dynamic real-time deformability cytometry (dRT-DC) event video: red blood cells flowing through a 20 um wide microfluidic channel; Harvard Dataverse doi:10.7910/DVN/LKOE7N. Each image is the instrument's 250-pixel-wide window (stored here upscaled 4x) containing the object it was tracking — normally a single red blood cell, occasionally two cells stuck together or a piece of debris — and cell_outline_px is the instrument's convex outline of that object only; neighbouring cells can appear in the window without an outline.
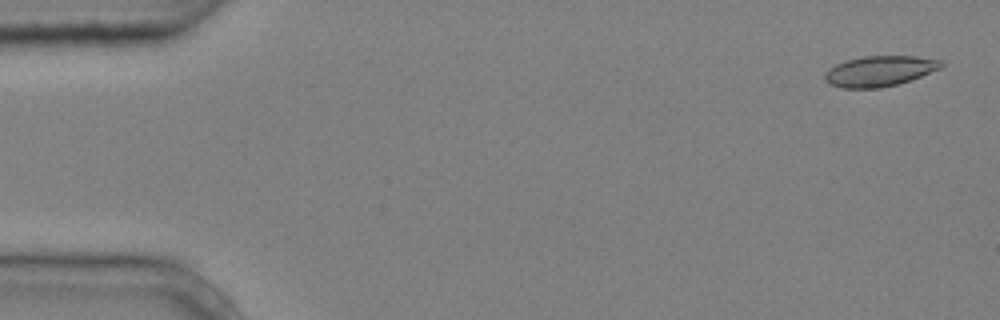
{"species": "common noctule bat (a hibernating species)", "species_latin": "Nyctalus noctula", "temperature_condition": "cold", "stored_images_in_passage": 5, "camera_frame_rate_fps": 3000, "um_per_image_px": 0.085, "animal": {"sex": "male", "body_mass_g": 20.4}, "frame": {"image": 1, "passage_image": 1, "time_ms": 0.0, "image_size_px": [1000, 320], "cell_outline_px": [[944, 64], [940, 68], [920, 76], [896, 84], [880, 88], [840, 88], [828, 84], [824, 80], [824, 76], [828, 68], [836, 64], [848, 60], [864, 56], [916, 56], [944, 60]], "centroid_in_image_um": [74.74, 6.04], "position_along_channel_um": 10.3, "area_um2": 20.63}}
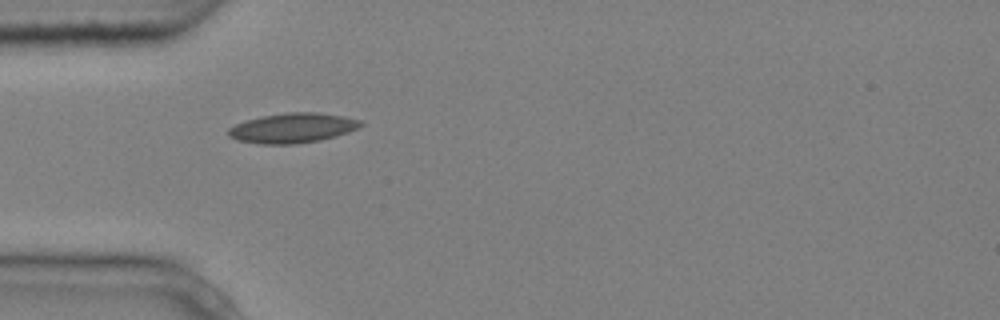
{"frame": {"image": 2, "passage_image": 5, "time_ms": 1.333, "image_size_px": [1000, 320], "cell_outline_px": [[364, 124], [348, 132], [336, 136], [320, 140], [296, 144], [260, 144], [236, 140], [228, 136], [228, 128], [244, 120], [264, 116], [288, 112], [316, 112], [344, 116], [360, 120]], "centroid_in_image_um": [24.85, 10.88], "position_along_channel_um": 60.2, "area_um2": 23.0}}